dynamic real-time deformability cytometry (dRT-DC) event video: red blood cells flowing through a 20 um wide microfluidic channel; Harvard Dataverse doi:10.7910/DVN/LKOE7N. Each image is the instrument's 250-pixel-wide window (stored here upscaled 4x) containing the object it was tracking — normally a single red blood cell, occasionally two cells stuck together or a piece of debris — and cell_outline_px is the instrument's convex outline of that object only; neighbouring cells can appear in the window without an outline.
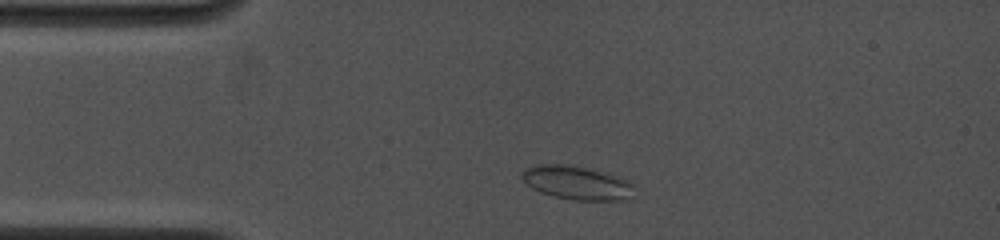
{"species": "common noctule bat (a hibernating species)", "species_latin": "Nyctalus noctula", "temperature_condition": "cold", "stored_images_in_passage": 7, "camera_frame_rate_fps": 4500, "um_per_image_px": 0.085, "animal": {"sex": "female", "body_mass_g": 19.0, "forearm_length_mm": 53.3}, "frame": {"image": 1, "passage_image": 1, "time_ms": 0.0, "image_size_px": [1000, 240], "cell_outline_px": [[632, 200], [572, 200], [552, 196], [540, 192], [532, 188], [520, 176], [520, 172], [536, 164], [564, 164], [604, 172], [620, 176], [628, 180], [632, 184]], "centroid_in_image_um": [49.04, 15.55], "position_along_channel_um": 36.0, "area_um2": 22.08}}
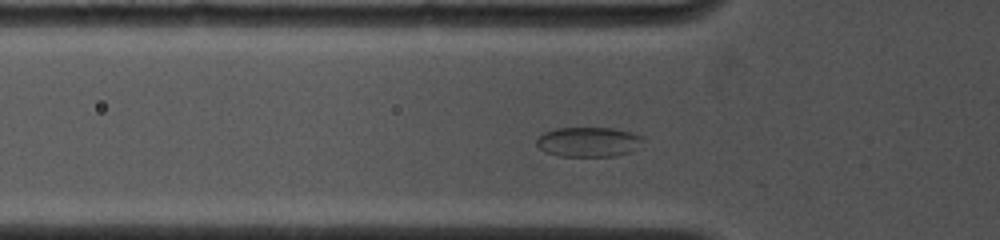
{"frame": {"image": 2, "passage_image": 4, "time_ms": 1.778, "image_size_px": [1000, 240], "cell_outline_px": [[644, 140], [632, 152], [616, 156], [560, 156], [544, 152], [536, 144], [536, 140], [544, 132], [556, 128], [612, 128], [628, 132], [640, 136]], "centroid_in_image_um": [50.0, 12.07], "position_along_channel_um": 75.8, "area_um2": 18.38}}
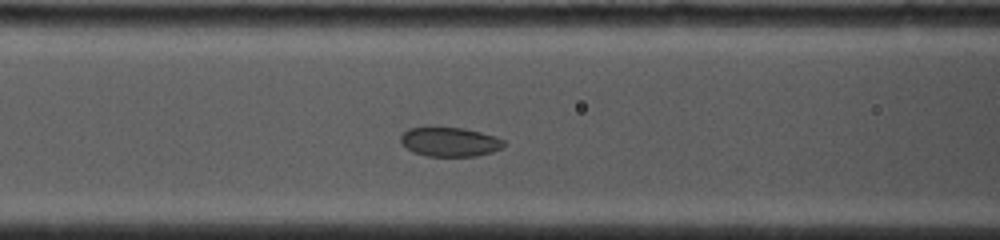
{"frame": {"image": 3, "passage_image": 7, "time_ms": 3.111, "image_size_px": [1000, 240], "cell_outline_px": [[504, 144], [500, 148], [492, 152], [476, 156], [428, 156], [412, 152], [400, 140], [400, 136], [408, 128], [428, 124], [464, 128], [496, 136], [504, 140]], "centroid_in_image_um": [38.18, 12.01], "position_along_channel_um": 128.4, "area_um2": 18.15}}